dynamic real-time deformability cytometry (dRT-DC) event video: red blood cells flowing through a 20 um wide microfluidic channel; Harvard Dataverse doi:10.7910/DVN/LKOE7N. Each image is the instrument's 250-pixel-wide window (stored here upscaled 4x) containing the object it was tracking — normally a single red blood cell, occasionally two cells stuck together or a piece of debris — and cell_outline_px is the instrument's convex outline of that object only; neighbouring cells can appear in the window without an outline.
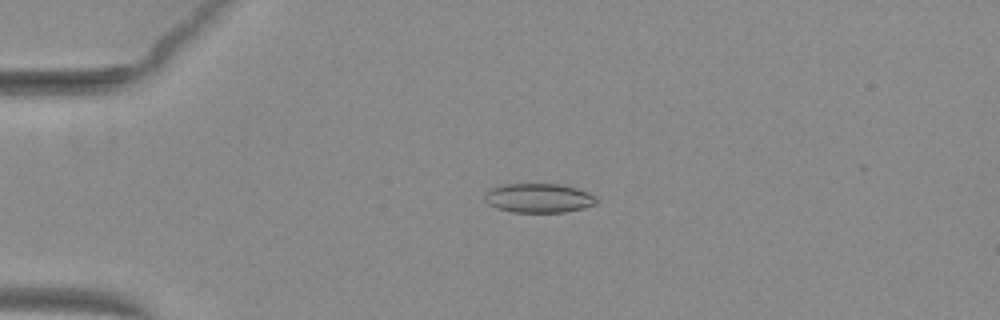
{"species": "common noctule bat (a hibernating species)", "species_latin": "Nyctalus noctula", "temperature_condition": "warm", "stored_images_in_passage": 51, "camera_frame_rate_fps": 3000, "um_per_image_px": 0.085, "animal": {"sex": "female", "body_mass_g": 29.2, "forearm_length_mm": 56.3}, "frame": {"image": 1, "passage_image": 12, "time_ms": 3.667, "image_size_px": [1000, 320], "cell_outline_px": [[600, 200], [596, 204], [584, 208], [564, 212], [512, 212], [496, 208], [488, 204], [484, 200], [484, 196], [492, 188], [504, 184], [560, 184], [580, 188], [596, 196]], "centroid_in_image_um": [45.85, 16.83], "position_along_channel_um": 39.2, "area_um2": 19.25}}
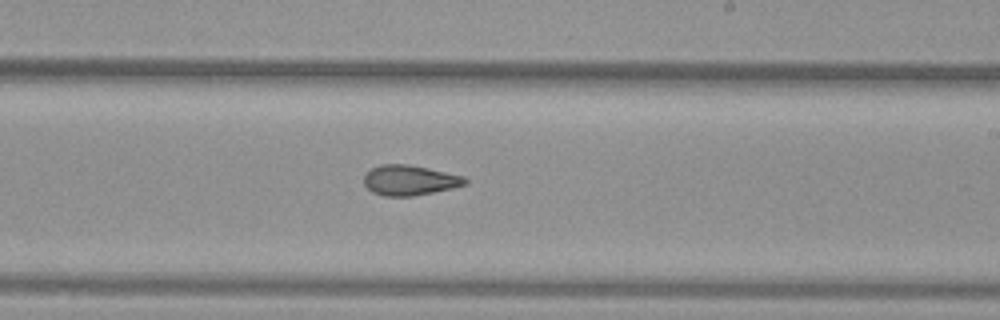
{"frame": {"image": 2, "passage_image": 31, "time_ms": 10.0, "image_size_px": [1000, 320], "cell_outline_px": [[468, 184], [452, 188], [412, 196], [384, 196], [372, 192], [364, 184], [364, 176], [372, 168], [380, 164], [408, 164], [428, 168], [464, 176], [468, 180]], "centroid_in_image_um": [34.83, 15.32], "position_along_channel_um": 254.2, "area_um2": 17.74}}
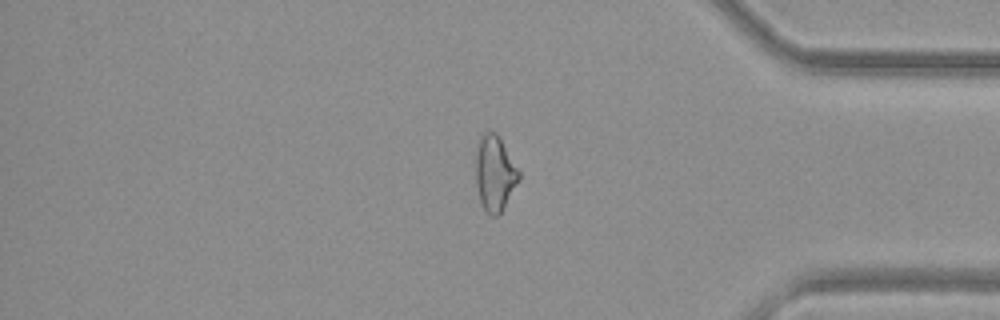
{"frame": {"image": 3, "passage_image": 43, "time_ms": 14.0, "image_size_px": [1000, 320], "cell_outline_px": [[520, 180], [504, 208], [496, 216], [492, 216], [484, 212], [480, 200], [476, 184], [476, 152], [480, 132], [496, 132], [500, 136], [520, 172]], "centroid_in_image_um": [42.06, 14.72], "position_along_channel_um": 393.1, "area_um2": 19.31}, "authors_computed_cell_mechanics": {"area_um2": 19.2474, "velocity_mm_per_s": 4.0141, "shape_relaxation_time_tau1_ms": null, "shape_relaxation_time_tau2_ms": 1.7209, "deformation_change_tau1": null, "deformation_change_tau2": 0.0821}}